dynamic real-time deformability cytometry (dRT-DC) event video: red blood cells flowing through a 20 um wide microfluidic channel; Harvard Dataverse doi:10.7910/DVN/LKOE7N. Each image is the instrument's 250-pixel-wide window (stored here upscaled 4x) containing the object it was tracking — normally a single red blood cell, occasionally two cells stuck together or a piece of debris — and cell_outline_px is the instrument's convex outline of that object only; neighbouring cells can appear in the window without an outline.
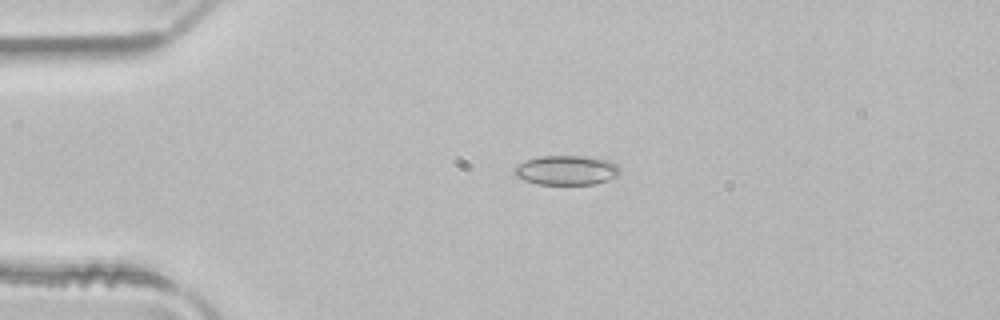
{"species": "common noctule bat (a hibernating species)", "species_latin": "Nyctalus noctula", "temperature_condition": "room temperature", "stored_images_in_passage": 3, "camera_frame_rate_fps": 3000, "um_per_image_px": 0.085, "animal": {"sex": "male", "body_mass_g": 21.5, "forearm_length_mm": 52.0}, "frame": {"image": 1, "passage_image": 2, "time_ms": 0.333, "image_size_px": [1000, 320], "cell_outline_px": [[620, 172], [616, 176], [608, 180], [596, 184], [536, 184], [524, 180], [516, 176], [512, 172], [520, 164], [528, 160], [540, 156], [584, 156], [612, 160], [620, 168]], "centroid_in_image_um": [48.19, 14.47], "position_along_channel_um": 36.8, "area_um2": 18.15}}